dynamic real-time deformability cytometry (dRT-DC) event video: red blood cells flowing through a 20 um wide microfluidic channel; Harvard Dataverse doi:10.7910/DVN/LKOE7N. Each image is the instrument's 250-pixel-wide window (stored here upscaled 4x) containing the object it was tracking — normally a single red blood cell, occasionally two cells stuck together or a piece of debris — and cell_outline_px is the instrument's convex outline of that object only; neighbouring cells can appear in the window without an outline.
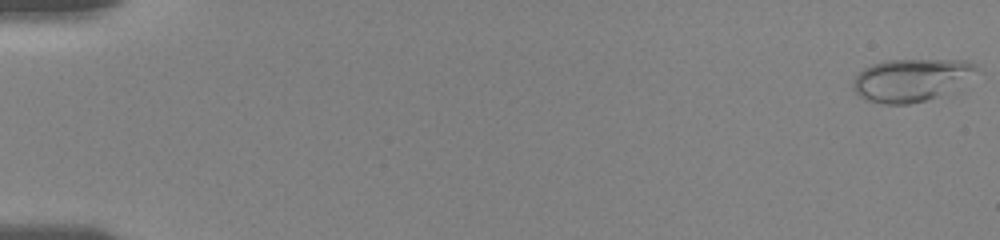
{"species": "human", "species_latin": "Homo sapiens", "temperature_condition": "room temperature", "stored_images_in_passage": 34, "camera_frame_rate_fps": 3000, "um_per_image_px": 0.085, "donor": {"sex": "female"}, "frame": {"image": 1, "passage_image": 1, "time_ms": 0.0, "image_size_px": [1000, 240], "cell_outline_px": [[976, 68], [960, 92], [948, 96], [908, 104], [884, 104], [864, 100], [852, 88], [856, 76], [864, 68], [872, 64], [888, 60], [968, 60], [976, 64]], "centroid_in_image_um": [77.54, 6.83], "position_along_channel_um": 7.5, "area_um2": 31.44}}
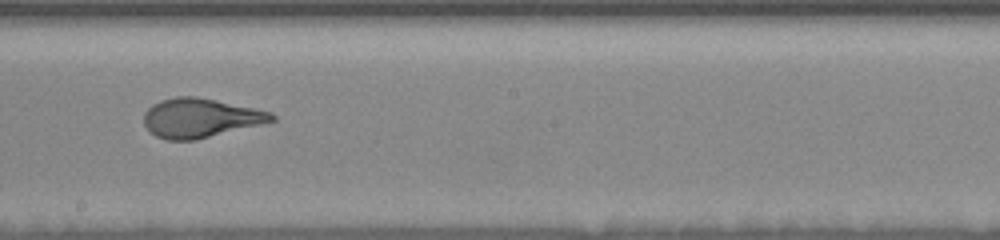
{"frame": {"image": 2, "passage_image": 17, "time_ms": 10.667, "image_size_px": [1000, 240], "cell_outline_px": [[276, 120], [196, 140], [164, 140], [148, 132], [144, 124], [144, 112], [152, 104], [160, 100], [176, 96], [196, 96], [216, 100], [272, 112], [276, 116]], "centroid_in_image_um": [16.98, 10.03], "position_along_channel_um": 231.2, "area_um2": 29.25}}
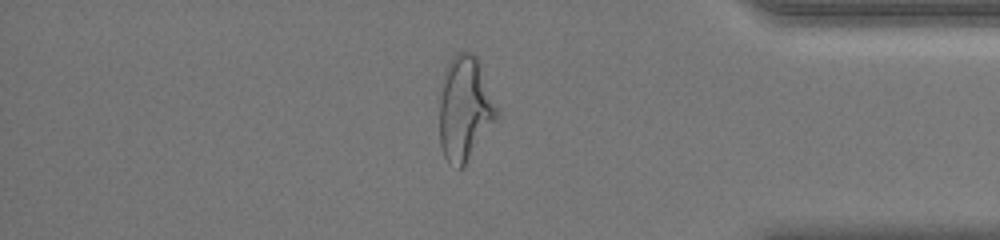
{"frame": {"image": 3, "passage_image": 28, "time_ms": 15.667, "image_size_px": [1000, 240], "cell_outline_px": [[500, 112], [496, 120], [464, 168], [460, 168], [448, 164], [444, 156], [440, 144], [440, 96], [448, 64], [452, 56], [456, 52], [468, 52], [476, 56]], "centroid_in_image_um": [39.52, 9.28], "position_along_channel_um": 395.7, "area_um2": 34.74}, "authors_computed_cell_mechanics": {"area_um2": 29.7381, "velocity_mm_per_s": 3.6922, "shape_relaxation_time_tau1_ms": 4.8909, "shape_relaxation_time_tau2_ms": null, "deformation_change_tau1": 0.1984, "deformation_change_tau2": null}}